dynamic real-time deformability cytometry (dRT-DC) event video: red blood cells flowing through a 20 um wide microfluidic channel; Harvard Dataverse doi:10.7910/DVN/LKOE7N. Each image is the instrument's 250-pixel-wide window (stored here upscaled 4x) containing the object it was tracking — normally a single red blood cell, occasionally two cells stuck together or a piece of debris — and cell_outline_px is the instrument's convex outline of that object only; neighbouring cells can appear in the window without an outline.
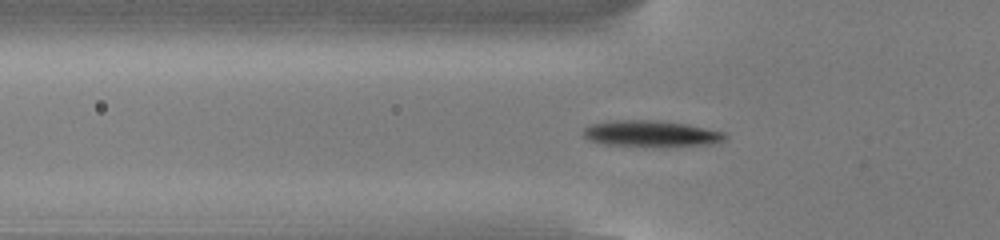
{"species": "common noctule bat (a hibernating species)", "species_latin": "Nyctalus noctula", "temperature_condition": "cold", "stored_images_in_passage": 54, "camera_frame_rate_fps": 3000, "um_per_image_px": 0.085, "animal": {"sex": "male", "body_mass_g": 13.0, "forearm_length_mm": 53.1}, "frame": {"image": 1, "passage_image": 18, "time_ms": 5.667, "image_size_px": [1000, 240], "cell_outline_px": [[728, 136], [724, 140], [712, 144], [604, 144], [588, 140], [584, 136], [584, 128], [592, 124], [612, 120], [656, 120], [688, 124], [724, 132]], "centroid_in_image_um": [55.33, 11.31], "position_along_channel_um": 70.5, "area_um2": 20.63}}
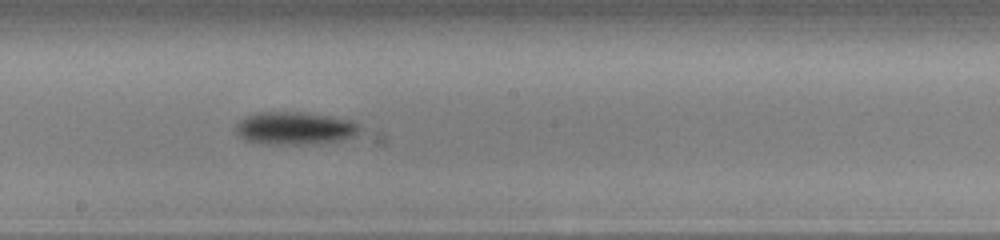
{"frame": {"image": 2, "passage_image": 30, "time_ms": 9.667, "image_size_px": [1000, 240], "cell_outline_px": [[360, 132], [352, 136], [340, 140], [316, 144], [264, 144], [244, 140], [236, 132], [236, 124], [240, 120], [248, 116], [260, 112], [300, 112], [328, 116], [348, 120], [356, 124], [360, 128]], "centroid_in_image_um": [25.02, 10.91], "position_along_channel_um": 223.2, "area_um2": 23.41}}
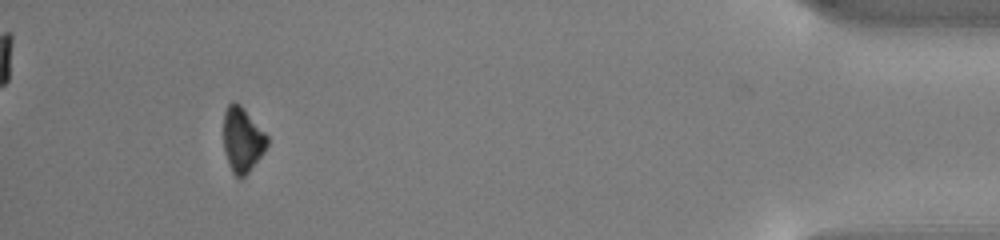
{"frame": {"image": 3, "passage_image": 50, "time_ms": 16.333, "image_size_px": [1000, 240], "cell_outline_px": [[268, 144], [264, 152], [248, 172], [240, 180], [232, 172], [228, 164], [224, 152], [224, 112], [228, 104], [232, 100], [240, 104], [244, 108], [268, 136]], "centroid_in_image_um": [20.59, 11.87], "position_along_channel_um": 414.6, "area_um2": 16.59}, "authors_computed_cell_mechanics": {"area_um2": 19.3919, "velocity_mm_per_s": 3.8284, "shape_relaxation_time_tau1_ms": 1.7927, "shape_relaxation_time_tau2_ms": null, "deformation_change_tau1": 0.1109, "deformation_change_tau2": null}}